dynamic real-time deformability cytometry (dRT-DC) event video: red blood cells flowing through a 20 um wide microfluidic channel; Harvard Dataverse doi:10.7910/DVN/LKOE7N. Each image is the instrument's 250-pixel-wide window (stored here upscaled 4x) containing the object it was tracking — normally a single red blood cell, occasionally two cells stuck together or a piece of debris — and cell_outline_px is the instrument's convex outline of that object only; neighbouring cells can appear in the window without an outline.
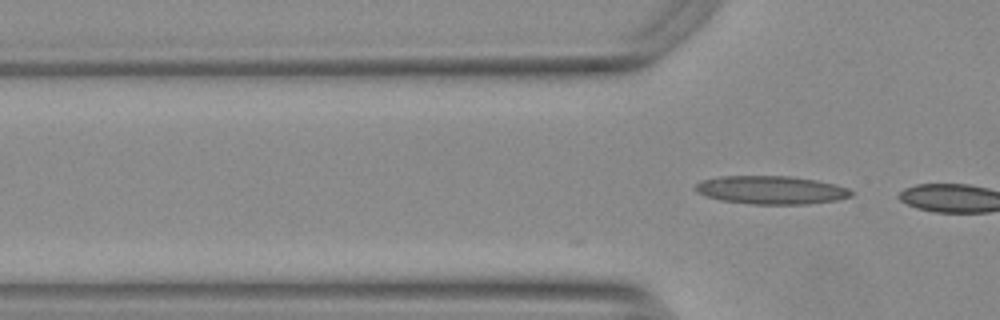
{"species": "Egyptian fruit bat (a non-hibernating species)", "species_latin": "Rousettus aegyptiacus", "temperature_condition": "warm", "stored_images_in_passage": 12, "camera_frame_rate_fps": 3000, "um_per_image_px": 0.085, "animal": {"sex": "female"}, "frame": {"image": 1, "passage_image": 12, "time_ms": 3.667, "image_size_px": [1000, 320], "cell_outline_px": [[852, 196], [836, 200], [804, 204], [752, 204], [720, 200], [696, 192], [692, 188], [696, 184], [704, 180], [720, 176], [792, 176], [816, 180], [848, 188], [852, 192]], "centroid_in_image_um": [65.52, 16.15], "position_along_channel_um": 60.3, "area_um2": 25.49}}